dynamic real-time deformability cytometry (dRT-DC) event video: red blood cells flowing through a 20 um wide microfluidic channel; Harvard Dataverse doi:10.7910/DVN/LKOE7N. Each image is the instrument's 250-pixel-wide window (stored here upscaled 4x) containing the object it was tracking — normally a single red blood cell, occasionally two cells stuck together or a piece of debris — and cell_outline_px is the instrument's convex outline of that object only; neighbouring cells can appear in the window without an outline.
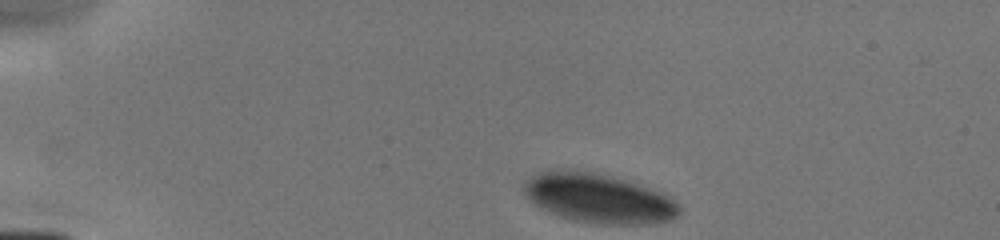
{"species": "human", "species_latin": "Homo sapiens", "temperature_condition": "cold", "stored_images_in_passage": 4, "camera_frame_rate_fps": 3000, "um_per_image_px": 0.085, "donor": {"sex": "male"}, "frame": {"image": 1, "passage_image": 1, "time_ms": 0.0, "image_size_px": [1000, 240], "cell_outline_px": [[680, 212], [672, 220], [652, 224], [612, 224], [576, 220], [560, 216], [548, 212], [540, 208], [524, 192], [524, 180], [536, 172], [556, 168], [576, 168], [612, 176], [628, 180], [640, 184], [672, 196], [680, 204]], "centroid_in_image_um": [50.9, 16.81], "position_along_channel_um": 34.1, "area_um2": 45.37}}
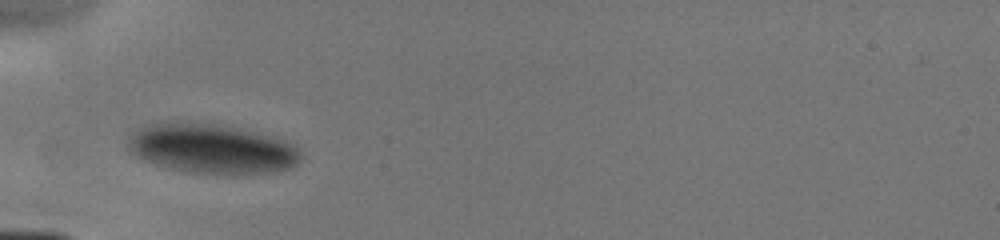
{"frame": {"image": 2, "passage_image": 3, "time_ms": 2.333, "image_size_px": [1000, 240], "cell_outline_px": [[304, 156], [296, 164], [288, 168], [272, 172], [236, 176], [188, 172], [156, 164], [144, 160], [132, 152], [128, 148], [136, 128], [148, 124], [168, 120], [184, 120], [216, 124], [276, 136], [296, 144], [300, 148]], "centroid_in_image_um": [18.08, 12.63], "position_along_channel_um": 66.9, "area_um2": 51.04}}